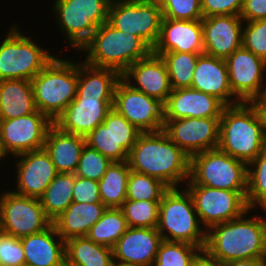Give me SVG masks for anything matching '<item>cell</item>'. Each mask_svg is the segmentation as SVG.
Instances as JSON below:
<instances>
[{
  "mask_svg": "<svg viewBox=\"0 0 266 266\" xmlns=\"http://www.w3.org/2000/svg\"><path fill=\"white\" fill-rule=\"evenodd\" d=\"M261 210L266 214V210ZM251 211L249 208L241 216L215 224L206 231L204 251L219 264L264 257L266 215H247Z\"/></svg>",
  "mask_w": 266,
  "mask_h": 266,
  "instance_id": "1",
  "label": "cell"
},
{
  "mask_svg": "<svg viewBox=\"0 0 266 266\" xmlns=\"http://www.w3.org/2000/svg\"><path fill=\"white\" fill-rule=\"evenodd\" d=\"M127 162L132 171L159 179L169 188L182 187L189 179L190 157L163 130L141 133Z\"/></svg>",
  "mask_w": 266,
  "mask_h": 266,
  "instance_id": "2",
  "label": "cell"
},
{
  "mask_svg": "<svg viewBox=\"0 0 266 266\" xmlns=\"http://www.w3.org/2000/svg\"><path fill=\"white\" fill-rule=\"evenodd\" d=\"M266 147V122L252 103L226 106L220 118L218 148L249 165Z\"/></svg>",
  "mask_w": 266,
  "mask_h": 266,
  "instance_id": "3",
  "label": "cell"
},
{
  "mask_svg": "<svg viewBox=\"0 0 266 266\" xmlns=\"http://www.w3.org/2000/svg\"><path fill=\"white\" fill-rule=\"evenodd\" d=\"M84 61L95 67L111 68L121 75L135 62L147 58L152 49L138 36L101 24L79 50Z\"/></svg>",
  "mask_w": 266,
  "mask_h": 266,
  "instance_id": "4",
  "label": "cell"
},
{
  "mask_svg": "<svg viewBox=\"0 0 266 266\" xmlns=\"http://www.w3.org/2000/svg\"><path fill=\"white\" fill-rule=\"evenodd\" d=\"M31 82L37 110L54 122L76 97L78 60L55 56Z\"/></svg>",
  "mask_w": 266,
  "mask_h": 266,
  "instance_id": "5",
  "label": "cell"
},
{
  "mask_svg": "<svg viewBox=\"0 0 266 266\" xmlns=\"http://www.w3.org/2000/svg\"><path fill=\"white\" fill-rule=\"evenodd\" d=\"M203 228L188 190L183 187L169 188L159 206L157 230L162 239L195 245L203 251L207 231Z\"/></svg>",
  "mask_w": 266,
  "mask_h": 266,
  "instance_id": "6",
  "label": "cell"
},
{
  "mask_svg": "<svg viewBox=\"0 0 266 266\" xmlns=\"http://www.w3.org/2000/svg\"><path fill=\"white\" fill-rule=\"evenodd\" d=\"M52 7L59 31L68 47L80 50L94 31L108 21L109 0H54Z\"/></svg>",
  "mask_w": 266,
  "mask_h": 266,
  "instance_id": "7",
  "label": "cell"
},
{
  "mask_svg": "<svg viewBox=\"0 0 266 266\" xmlns=\"http://www.w3.org/2000/svg\"><path fill=\"white\" fill-rule=\"evenodd\" d=\"M16 27L8 29L0 43V81L10 79L32 80L55 57ZM45 49V50H44Z\"/></svg>",
  "mask_w": 266,
  "mask_h": 266,
  "instance_id": "8",
  "label": "cell"
},
{
  "mask_svg": "<svg viewBox=\"0 0 266 266\" xmlns=\"http://www.w3.org/2000/svg\"><path fill=\"white\" fill-rule=\"evenodd\" d=\"M248 165L219 148L190 157L189 179L186 185L247 191Z\"/></svg>",
  "mask_w": 266,
  "mask_h": 266,
  "instance_id": "9",
  "label": "cell"
},
{
  "mask_svg": "<svg viewBox=\"0 0 266 266\" xmlns=\"http://www.w3.org/2000/svg\"><path fill=\"white\" fill-rule=\"evenodd\" d=\"M162 19L157 0H115L109 7L108 22L140 37L151 49L158 41Z\"/></svg>",
  "mask_w": 266,
  "mask_h": 266,
  "instance_id": "10",
  "label": "cell"
},
{
  "mask_svg": "<svg viewBox=\"0 0 266 266\" xmlns=\"http://www.w3.org/2000/svg\"><path fill=\"white\" fill-rule=\"evenodd\" d=\"M204 229L241 216L248 205L247 191H230L203 185H185Z\"/></svg>",
  "mask_w": 266,
  "mask_h": 266,
  "instance_id": "11",
  "label": "cell"
},
{
  "mask_svg": "<svg viewBox=\"0 0 266 266\" xmlns=\"http://www.w3.org/2000/svg\"><path fill=\"white\" fill-rule=\"evenodd\" d=\"M52 224L40 199L11 191L0 194V230L17 238L44 231Z\"/></svg>",
  "mask_w": 266,
  "mask_h": 266,
  "instance_id": "12",
  "label": "cell"
},
{
  "mask_svg": "<svg viewBox=\"0 0 266 266\" xmlns=\"http://www.w3.org/2000/svg\"><path fill=\"white\" fill-rule=\"evenodd\" d=\"M141 133L112 108L103 123L95 127L85 138L90 148L97 150L110 161L124 162L128 160L129 152Z\"/></svg>",
  "mask_w": 266,
  "mask_h": 266,
  "instance_id": "13",
  "label": "cell"
},
{
  "mask_svg": "<svg viewBox=\"0 0 266 266\" xmlns=\"http://www.w3.org/2000/svg\"><path fill=\"white\" fill-rule=\"evenodd\" d=\"M113 108L142 133L163 130V104L132 88L122 78L115 87Z\"/></svg>",
  "mask_w": 266,
  "mask_h": 266,
  "instance_id": "14",
  "label": "cell"
},
{
  "mask_svg": "<svg viewBox=\"0 0 266 266\" xmlns=\"http://www.w3.org/2000/svg\"><path fill=\"white\" fill-rule=\"evenodd\" d=\"M53 122L39 110L27 116L0 120V140L8 155L44 148L45 137Z\"/></svg>",
  "mask_w": 266,
  "mask_h": 266,
  "instance_id": "15",
  "label": "cell"
},
{
  "mask_svg": "<svg viewBox=\"0 0 266 266\" xmlns=\"http://www.w3.org/2000/svg\"><path fill=\"white\" fill-rule=\"evenodd\" d=\"M220 118L164 119L163 131L189 157L219 145Z\"/></svg>",
  "mask_w": 266,
  "mask_h": 266,
  "instance_id": "16",
  "label": "cell"
},
{
  "mask_svg": "<svg viewBox=\"0 0 266 266\" xmlns=\"http://www.w3.org/2000/svg\"><path fill=\"white\" fill-rule=\"evenodd\" d=\"M233 94L244 103L259 95L266 75V62L243 46L225 59Z\"/></svg>",
  "mask_w": 266,
  "mask_h": 266,
  "instance_id": "17",
  "label": "cell"
},
{
  "mask_svg": "<svg viewBox=\"0 0 266 266\" xmlns=\"http://www.w3.org/2000/svg\"><path fill=\"white\" fill-rule=\"evenodd\" d=\"M162 241L157 228L128 227L112 248L114 265L153 266Z\"/></svg>",
  "mask_w": 266,
  "mask_h": 266,
  "instance_id": "18",
  "label": "cell"
},
{
  "mask_svg": "<svg viewBox=\"0 0 266 266\" xmlns=\"http://www.w3.org/2000/svg\"><path fill=\"white\" fill-rule=\"evenodd\" d=\"M17 183L14 193L40 198L58 172L45 149L35 150L14 156Z\"/></svg>",
  "mask_w": 266,
  "mask_h": 266,
  "instance_id": "19",
  "label": "cell"
},
{
  "mask_svg": "<svg viewBox=\"0 0 266 266\" xmlns=\"http://www.w3.org/2000/svg\"><path fill=\"white\" fill-rule=\"evenodd\" d=\"M114 98L75 97L53 122L60 130L87 136L112 110Z\"/></svg>",
  "mask_w": 266,
  "mask_h": 266,
  "instance_id": "20",
  "label": "cell"
},
{
  "mask_svg": "<svg viewBox=\"0 0 266 266\" xmlns=\"http://www.w3.org/2000/svg\"><path fill=\"white\" fill-rule=\"evenodd\" d=\"M201 22L205 54L226 59L242 47L244 21L240 16H211L202 18Z\"/></svg>",
  "mask_w": 266,
  "mask_h": 266,
  "instance_id": "21",
  "label": "cell"
},
{
  "mask_svg": "<svg viewBox=\"0 0 266 266\" xmlns=\"http://www.w3.org/2000/svg\"><path fill=\"white\" fill-rule=\"evenodd\" d=\"M121 78L132 88L156 98L162 104L173 90L165 61L153 53L133 63Z\"/></svg>",
  "mask_w": 266,
  "mask_h": 266,
  "instance_id": "22",
  "label": "cell"
},
{
  "mask_svg": "<svg viewBox=\"0 0 266 266\" xmlns=\"http://www.w3.org/2000/svg\"><path fill=\"white\" fill-rule=\"evenodd\" d=\"M225 107L216 96L191 87L173 89L163 104V119L221 118Z\"/></svg>",
  "mask_w": 266,
  "mask_h": 266,
  "instance_id": "23",
  "label": "cell"
},
{
  "mask_svg": "<svg viewBox=\"0 0 266 266\" xmlns=\"http://www.w3.org/2000/svg\"><path fill=\"white\" fill-rule=\"evenodd\" d=\"M204 53L201 20L163 18L157 43L152 53Z\"/></svg>",
  "mask_w": 266,
  "mask_h": 266,
  "instance_id": "24",
  "label": "cell"
},
{
  "mask_svg": "<svg viewBox=\"0 0 266 266\" xmlns=\"http://www.w3.org/2000/svg\"><path fill=\"white\" fill-rule=\"evenodd\" d=\"M191 88L216 96L226 106L242 103L231 90L225 59L205 53L199 55Z\"/></svg>",
  "mask_w": 266,
  "mask_h": 266,
  "instance_id": "25",
  "label": "cell"
},
{
  "mask_svg": "<svg viewBox=\"0 0 266 266\" xmlns=\"http://www.w3.org/2000/svg\"><path fill=\"white\" fill-rule=\"evenodd\" d=\"M20 239L25 266H65V241L53 224L42 232Z\"/></svg>",
  "mask_w": 266,
  "mask_h": 266,
  "instance_id": "26",
  "label": "cell"
},
{
  "mask_svg": "<svg viewBox=\"0 0 266 266\" xmlns=\"http://www.w3.org/2000/svg\"><path fill=\"white\" fill-rule=\"evenodd\" d=\"M85 145V136L64 132L52 124L46 133L44 149L58 173H75Z\"/></svg>",
  "mask_w": 266,
  "mask_h": 266,
  "instance_id": "27",
  "label": "cell"
},
{
  "mask_svg": "<svg viewBox=\"0 0 266 266\" xmlns=\"http://www.w3.org/2000/svg\"><path fill=\"white\" fill-rule=\"evenodd\" d=\"M106 209L102 202H72L52 221V224L64 241L74 237H86L90 228L102 217Z\"/></svg>",
  "mask_w": 266,
  "mask_h": 266,
  "instance_id": "28",
  "label": "cell"
},
{
  "mask_svg": "<svg viewBox=\"0 0 266 266\" xmlns=\"http://www.w3.org/2000/svg\"><path fill=\"white\" fill-rule=\"evenodd\" d=\"M36 111L33 86L30 80L0 81V120L27 116Z\"/></svg>",
  "mask_w": 266,
  "mask_h": 266,
  "instance_id": "29",
  "label": "cell"
},
{
  "mask_svg": "<svg viewBox=\"0 0 266 266\" xmlns=\"http://www.w3.org/2000/svg\"><path fill=\"white\" fill-rule=\"evenodd\" d=\"M121 74L111 68L95 67L78 61L76 97L114 98V91Z\"/></svg>",
  "mask_w": 266,
  "mask_h": 266,
  "instance_id": "30",
  "label": "cell"
},
{
  "mask_svg": "<svg viewBox=\"0 0 266 266\" xmlns=\"http://www.w3.org/2000/svg\"><path fill=\"white\" fill-rule=\"evenodd\" d=\"M65 266H115L113 250L87 237L65 241Z\"/></svg>",
  "mask_w": 266,
  "mask_h": 266,
  "instance_id": "31",
  "label": "cell"
},
{
  "mask_svg": "<svg viewBox=\"0 0 266 266\" xmlns=\"http://www.w3.org/2000/svg\"><path fill=\"white\" fill-rule=\"evenodd\" d=\"M130 171L127 161L112 162L98 181L101 202L107 208H120L126 200Z\"/></svg>",
  "mask_w": 266,
  "mask_h": 266,
  "instance_id": "32",
  "label": "cell"
},
{
  "mask_svg": "<svg viewBox=\"0 0 266 266\" xmlns=\"http://www.w3.org/2000/svg\"><path fill=\"white\" fill-rule=\"evenodd\" d=\"M74 173H58L39 198L45 215L53 221L73 202Z\"/></svg>",
  "mask_w": 266,
  "mask_h": 266,
  "instance_id": "33",
  "label": "cell"
},
{
  "mask_svg": "<svg viewBox=\"0 0 266 266\" xmlns=\"http://www.w3.org/2000/svg\"><path fill=\"white\" fill-rule=\"evenodd\" d=\"M127 229L128 225L121 209L107 208L86 237L97 244L113 248Z\"/></svg>",
  "mask_w": 266,
  "mask_h": 266,
  "instance_id": "34",
  "label": "cell"
},
{
  "mask_svg": "<svg viewBox=\"0 0 266 266\" xmlns=\"http://www.w3.org/2000/svg\"><path fill=\"white\" fill-rule=\"evenodd\" d=\"M161 56L167 66L172 89L190 88L200 54L185 52L153 53Z\"/></svg>",
  "mask_w": 266,
  "mask_h": 266,
  "instance_id": "35",
  "label": "cell"
},
{
  "mask_svg": "<svg viewBox=\"0 0 266 266\" xmlns=\"http://www.w3.org/2000/svg\"><path fill=\"white\" fill-rule=\"evenodd\" d=\"M246 202L253 211L266 210V147L248 165Z\"/></svg>",
  "mask_w": 266,
  "mask_h": 266,
  "instance_id": "36",
  "label": "cell"
},
{
  "mask_svg": "<svg viewBox=\"0 0 266 266\" xmlns=\"http://www.w3.org/2000/svg\"><path fill=\"white\" fill-rule=\"evenodd\" d=\"M160 201L126 199L120 207L128 227L157 228Z\"/></svg>",
  "mask_w": 266,
  "mask_h": 266,
  "instance_id": "37",
  "label": "cell"
},
{
  "mask_svg": "<svg viewBox=\"0 0 266 266\" xmlns=\"http://www.w3.org/2000/svg\"><path fill=\"white\" fill-rule=\"evenodd\" d=\"M169 187L159 179L130 171L126 199L135 201H161Z\"/></svg>",
  "mask_w": 266,
  "mask_h": 266,
  "instance_id": "38",
  "label": "cell"
},
{
  "mask_svg": "<svg viewBox=\"0 0 266 266\" xmlns=\"http://www.w3.org/2000/svg\"><path fill=\"white\" fill-rule=\"evenodd\" d=\"M201 251L195 245L163 240L153 266H191Z\"/></svg>",
  "mask_w": 266,
  "mask_h": 266,
  "instance_id": "39",
  "label": "cell"
},
{
  "mask_svg": "<svg viewBox=\"0 0 266 266\" xmlns=\"http://www.w3.org/2000/svg\"><path fill=\"white\" fill-rule=\"evenodd\" d=\"M111 163L112 161L106 156L86 144L74 174L78 177L100 181Z\"/></svg>",
  "mask_w": 266,
  "mask_h": 266,
  "instance_id": "40",
  "label": "cell"
},
{
  "mask_svg": "<svg viewBox=\"0 0 266 266\" xmlns=\"http://www.w3.org/2000/svg\"><path fill=\"white\" fill-rule=\"evenodd\" d=\"M163 18L180 20H201L203 18L200 0H157Z\"/></svg>",
  "mask_w": 266,
  "mask_h": 266,
  "instance_id": "41",
  "label": "cell"
},
{
  "mask_svg": "<svg viewBox=\"0 0 266 266\" xmlns=\"http://www.w3.org/2000/svg\"><path fill=\"white\" fill-rule=\"evenodd\" d=\"M242 46L266 62V20L243 23Z\"/></svg>",
  "mask_w": 266,
  "mask_h": 266,
  "instance_id": "42",
  "label": "cell"
},
{
  "mask_svg": "<svg viewBox=\"0 0 266 266\" xmlns=\"http://www.w3.org/2000/svg\"><path fill=\"white\" fill-rule=\"evenodd\" d=\"M0 265L25 266L21 239L0 230Z\"/></svg>",
  "mask_w": 266,
  "mask_h": 266,
  "instance_id": "43",
  "label": "cell"
},
{
  "mask_svg": "<svg viewBox=\"0 0 266 266\" xmlns=\"http://www.w3.org/2000/svg\"><path fill=\"white\" fill-rule=\"evenodd\" d=\"M203 18L220 15L240 16L244 0H200Z\"/></svg>",
  "mask_w": 266,
  "mask_h": 266,
  "instance_id": "44",
  "label": "cell"
},
{
  "mask_svg": "<svg viewBox=\"0 0 266 266\" xmlns=\"http://www.w3.org/2000/svg\"><path fill=\"white\" fill-rule=\"evenodd\" d=\"M73 202L97 203L101 202L98 181L83 177H75L73 187Z\"/></svg>",
  "mask_w": 266,
  "mask_h": 266,
  "instance_id": "45",
  "label": "cell"
},
{
  "mask_svg": "<svg viewBox=\"0 0 266 266\" xmlns=\"http://www.w3.org/2000/svg\"><path fill=\"white\" fill-rule=\"evenodd\" d=\"M240 17L244 22L266 20V0H244Z\"/></svg>",
  "mask_w": 266,
  "mask_h": 266,
  "instance_id": "46",
  "label": "cell"
},
{
  "mask_svg": "<svg viewBox=\"0 0 266 266\" xmlns=\"http://www.w3.org/2000/svg\"><path fill=\"white\" fill-rule=\"evenodd\" d=\"M191 266H223L210 257L204 250L193 260Z\"/></svg>",
  "mask_w": 266,
  "mask_h": 266,
  "instance_id": "47",
  "label": "cell"
},
{
  "mask_svg": "<svg viewBox=\"0 0 266 266\" xmlns=\"http://www.w3.org/2000/svg\"><path fill=\"white\" fill-rule=\"evenodd\" d=\"M266 77L259 95L253 100L252 104L263 114L266 113Z\"/></svg>",
  "mask_w": 266,
  "mask_h": 266,
  "instance_id": "48",
  "label": "cell"
},
{
  "mask_svg": "<svg viewBox=\"0 0 266 266\" xmlns=\"http://www.w3.org/2000/svg\"><path fill=\"white\" fill-rule=\"evenodd\" d=\"M223 266H265L263 258L241 259Z\"/></svg>",
  "mask_w": 266,
  "mask_h": 266,
  "instance_id": "49",
  "label": "cell"
},
{
  "mask_svg": "<svg viewBox=\"0 0 266 266\" xmlns=\"http://www.w3.org/2000/svg\"><path fill=\"white\" fill-rule=\"evenodd\" d=\"M8 156L9 155L5 152L4 147H3V144H2V142L0 140V161L2 162L3 159L4 158L6 159V157L8 158Z\"/></svg>",
  "mask_w": 266,
  "mask_h": 266,
  "instance_id": "50",
  "label": "cell"
},
{
  "mask_svg": "<svg viewBox=\"0 0 266 266\" xmlns=\"http://www.w3.org/2000/svg\"><path fill=\"white\" fill-rule=\"evenodd\" d=\"M263 260H264V264H265V266H266V246H265V253H264Z\"/></svg>",
  "mask_w": 266,
  "mask_h": 266,
  "instance_id": "51",
  "label": "cell"
}]
</instances>
